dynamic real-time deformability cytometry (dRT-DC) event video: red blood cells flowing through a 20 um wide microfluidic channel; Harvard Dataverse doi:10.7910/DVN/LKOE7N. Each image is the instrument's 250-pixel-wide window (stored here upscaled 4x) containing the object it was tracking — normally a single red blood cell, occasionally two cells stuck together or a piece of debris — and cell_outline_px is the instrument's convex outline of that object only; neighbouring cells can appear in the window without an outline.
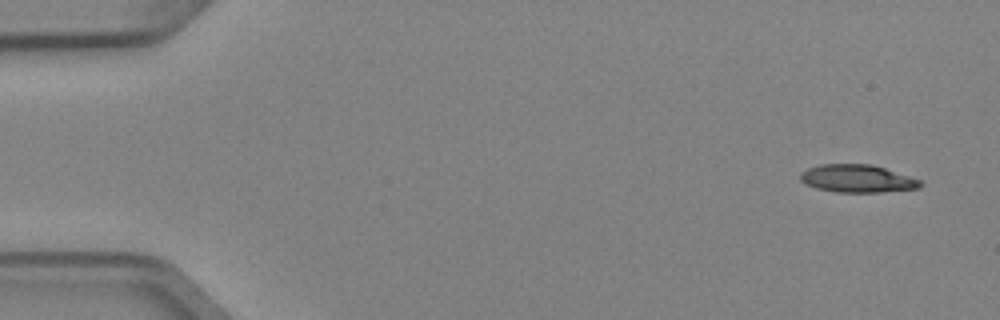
{"species": "Egyptian fruit bat (a non-hibernating species)", "species_latin": "Rousettus aegyptiacus", "temperature_condition": "cold", "stored_images_in_passage": 4, "camera_frame_rate_fps": 3000, "um_per_image_px": 0.085, "animal": {"sex": "female"}, "frame": {"image": 1, "passage_image": 1, "time_ms": 0.0, "image_size_px": [1000, 320], "cell_outline_px": [[924, 184], [920, 188], [880, 192], [836, 192], [816, 188], [804, 184], [800, 180], [800, 172], [808, 168], [820, 164], [872, 164], [924, 180]], "centroid_in_image_um": [72.9, 15.18], "position_along_channel_um": 12.1, "area_um2": 19.71}}
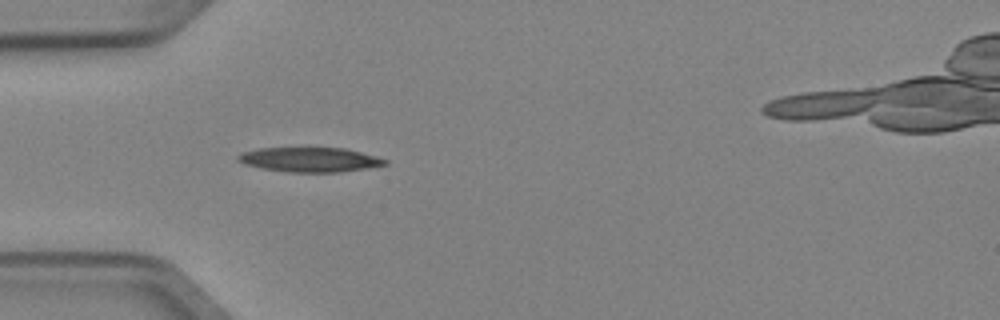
{"frame": {"image": 2, "passage_image": 4, "time_ms": 1.0, "image_size_px": [1000, 320], "cell_outline_px": [[388, 164], [340, 172], [288, 172], [264, 168], [244, 164], [236, 160], [236, 156], [240, 152], [260, 148], [344, 148], [360, 152], [388, 160]], "centroid_in_image_um": [26.28, 13.56], "position_along_channel_um": 58.7, "area_um2": 20.87}}